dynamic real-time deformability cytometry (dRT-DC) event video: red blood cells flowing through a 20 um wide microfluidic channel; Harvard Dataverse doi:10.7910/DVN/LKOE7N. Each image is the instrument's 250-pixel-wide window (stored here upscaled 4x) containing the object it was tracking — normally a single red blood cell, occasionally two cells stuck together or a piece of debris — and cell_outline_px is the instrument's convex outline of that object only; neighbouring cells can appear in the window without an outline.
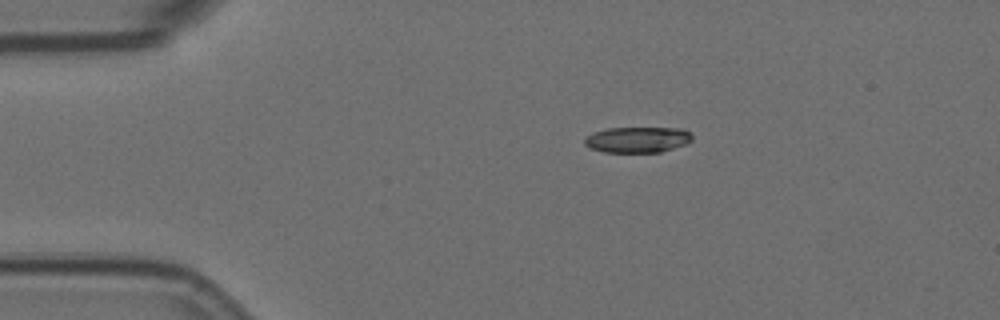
{"species": "Egyptian fruit bat (a non-hibernating species)", "species_latin": "Rousettus aegyptiacus", "temperature_condition": "room temperature", "stored_images_in_passage": 9, "camera_frame_rate_fps": 3000, "um_per_image_px": 0.085, "animal": {"sex": "female"}, "frame": {"image": 1, "passage_image": 3, "time_ms": 0.667, "image_size_px": [1000, 320], "cell_outline_px": [[692, 140], [688, 144], [660, 152], [604, 152], [592, 148], [584, 144], [584, 140], [592, 132], [608, 128], [680, 128], [688, 132], [692, 136]], "centroid_in_image_um": [54.2, 11.87], "position_along_channel_um": 30.8, "area_um2": 16.13}}
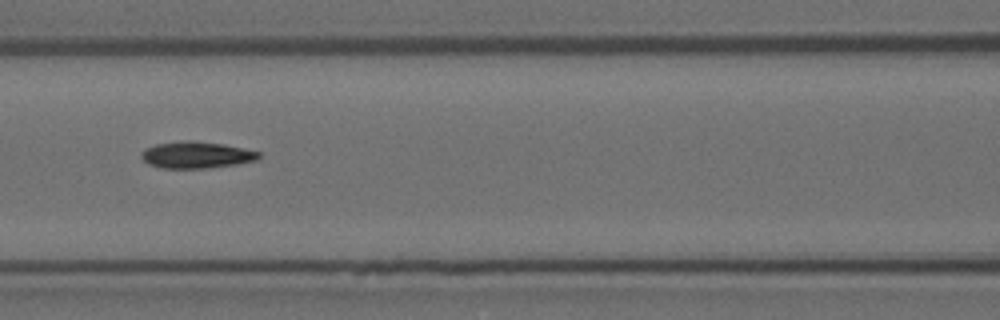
{"frame": {"image": 2, "passage_image": 7, "time_ms": 2.0, "image_size_px": [1000, 320], "cell_outline_px": [[260, 156], [256, 160], [236, 164], [208, 168], [160, 168], [148, 164], [140, 156], [144, 148], [156, 144], [188, 140], [192, 140], [224, 144], [244, 148], [260, 152]], "centroid_in_image_um": [16.68, 13.16], "position_along_channel_um": 149.9, "area_um2": 18.26}}
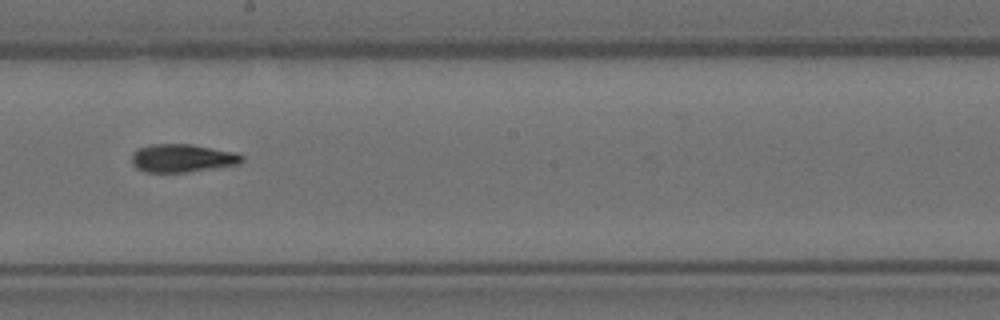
{"frame": {"image": 3, "passage_image": 9, "time_ms": 2.667, "image_size_px": [1000, 320], "cell_outline_px": [[244, 160], [240, 164], [184, 172], [144, 172], [136, 168], [132, 164], [132, 152], [140, 148], [152, 144], [192, 144], [236, 152], [244, 156]], "centroid_in_image_um": [15.5, 13.44], "position_along_channel_um": 232.7, "area_um2": 18.09}}